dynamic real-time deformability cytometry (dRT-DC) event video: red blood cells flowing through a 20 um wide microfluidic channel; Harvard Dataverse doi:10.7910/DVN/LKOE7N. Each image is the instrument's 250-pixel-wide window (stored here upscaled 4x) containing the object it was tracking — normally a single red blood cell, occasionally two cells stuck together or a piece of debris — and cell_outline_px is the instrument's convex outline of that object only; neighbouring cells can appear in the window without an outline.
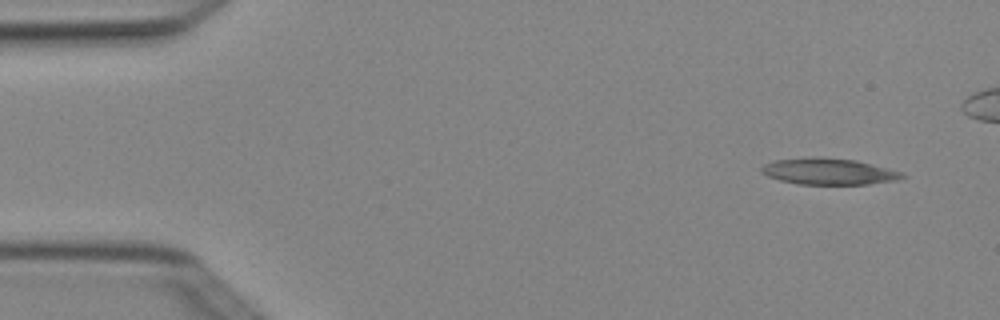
{"species": "Egyptian fruit bat (a non-hibernating species)", "species_latin": "Rousettus aegyptiacus", "temperature_condition": "cold", "stored_images_in_passage": 5, "camera_frame_rate_fps": 3000, "um_per_image_px": 0.085, "animal": {"sex": "female"}, "frame": {"image": 1, "passage_image": 1, "time_ms": 0.0, "image_size_px": [1000, 320], "cell_outline_px": [[908, 176], [896, 180], [868, 184], [800, 184], [780, 180], [768, 176], [760, 172], [760, 168], [764, 164], [772, 160], [808, 156], [820, 156], [856, 160], [904, 172]], "centroid_in_image_um": [70.43, 14.55], "position_along_channel_um": 14.6, "area_um2": 21.96}}